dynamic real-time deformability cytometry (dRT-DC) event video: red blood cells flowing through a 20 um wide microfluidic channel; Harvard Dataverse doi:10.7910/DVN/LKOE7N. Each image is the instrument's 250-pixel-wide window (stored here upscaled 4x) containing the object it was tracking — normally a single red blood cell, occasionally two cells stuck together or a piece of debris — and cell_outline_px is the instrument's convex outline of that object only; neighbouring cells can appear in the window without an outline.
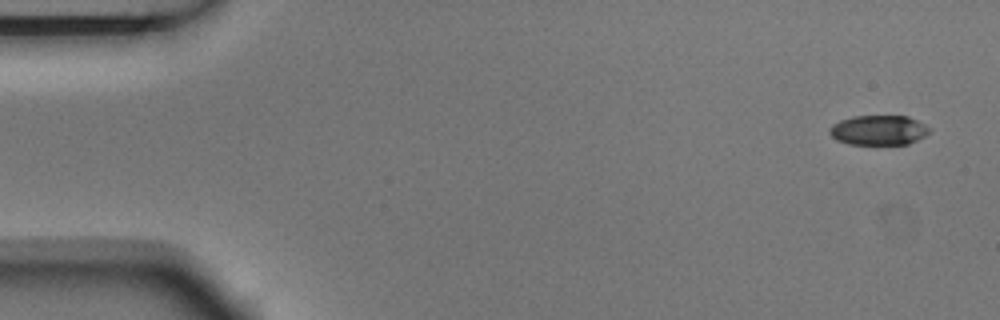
{"species": "Egyptian fruit bat (a non-hibernating species)", "species_latin": "Rousettus aegyptiacus", "temperature_condition": "room temperature", "stored_images_in_passage": 5, "camera_frame_rate_fps": 3000, "um_per_image_px": 0.085, "animal": {"sex": "male"}, "frame": {"image": 1, "passage_image": 1, "time_ms": 0.0, "image_size_px": [1000, 320], "cell_outline_px": [[932, 128], [924, 136], [908, 144], [848, 144], [836, 140], [828, 132], [828, 128], [832, 124], [840, 120], [852, 116], [908, 116]], "centroid_in_image_um": [74.65, 11.06], "position_along_channel_um": 10.4, "area_um2": 17.4}}